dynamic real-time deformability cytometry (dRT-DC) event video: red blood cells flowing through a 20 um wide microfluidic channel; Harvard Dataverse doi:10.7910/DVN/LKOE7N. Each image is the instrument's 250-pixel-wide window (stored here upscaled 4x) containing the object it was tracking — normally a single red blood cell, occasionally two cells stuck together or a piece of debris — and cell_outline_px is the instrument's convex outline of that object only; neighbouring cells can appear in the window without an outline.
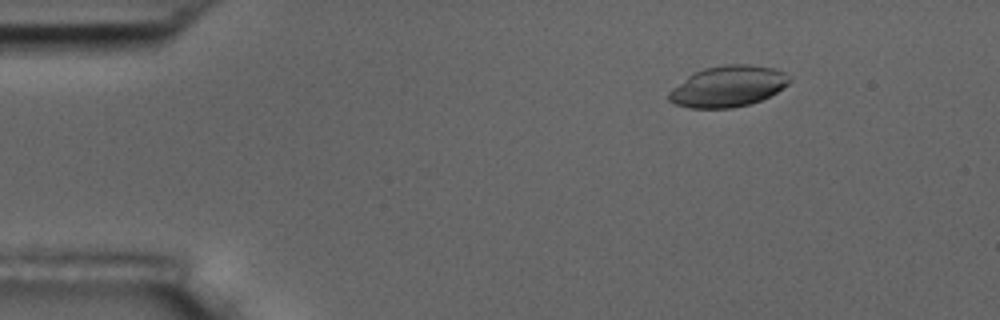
{"species": "common noctule bat (a hibernating species)", "species_latin": "Nyctalus noctula", "temperature_condition": "room temperature", "stored_images_in_passage": 5, "camera_frame_rate_fps": 3000, "um_per_image_px": 0.085, "animal": {"sex": "male", "body_mass_g": 17.5, "forearm_length_mm": 52.3}, "frame": {"image": 1, "passage_image": 3, "time_ms": 2.0, "image_size_px": [1000, 320], "cell_outline_px": [[792, 80], [788, 84], [776, 92], [760, 100], [748, 104], [732, 108], [688, 108], [676, 104], [668, 100], [668, 92], [672, 88], [692, 72], [704, 68], [724, 64], [748, 64], [772, 68], [784, 72]], "centroid_in_image_um": [61.84, 7.33], "position_along_channel_um": 23.2, "area_um2": 28.84}}